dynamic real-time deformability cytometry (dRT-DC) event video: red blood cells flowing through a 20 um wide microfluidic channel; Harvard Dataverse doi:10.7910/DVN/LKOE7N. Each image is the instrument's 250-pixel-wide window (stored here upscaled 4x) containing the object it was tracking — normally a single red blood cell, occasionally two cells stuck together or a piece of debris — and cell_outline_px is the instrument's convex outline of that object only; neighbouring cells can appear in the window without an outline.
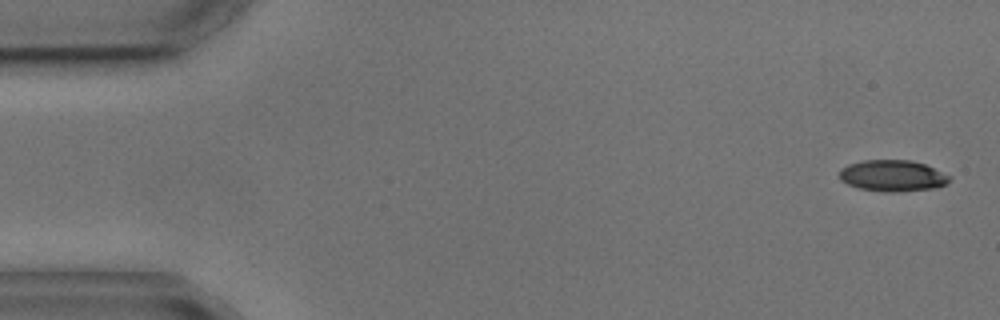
{"species": "common noctule bat (a hibernating species)", "species_latin": "Nyctalus noctula", "temperature_condition": "cold", "stored_images_in_passage": 5, "camera_frame_rate_fps": 3000, "um_per_image_px": 0.085, "animal": {"sex": "male", "body_mass_g": 17.9, "forearm_length_mm": 54.2}, "frame": {"image": 1, "passage_image": 1, "time_ms": 0.0, "image_size_px": [1000, 320], "cell_outline_px": [[952, 180], [948, 184], [936, 188], [896, 192], [884, 192], [860, 188], [848, 184], [840, 180], [840, 168], [848, 164], [864, 160], [912, 160], [924, 164], [952, 176]], "centroid_in_image_um": [75.91, 14.94], "position_along_channel_um": 9.1, "area_um2": 20.29}}
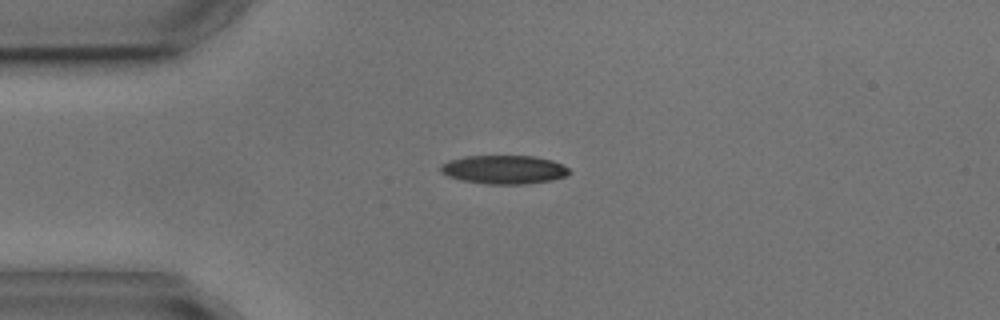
{"frame": {"image": 2, "passage_image": 4, "time_ms": 3.667, "image_size_px": [1000, 320], "cell_outline_px": [[572, 172], [564, 176], [552, 180], [524, 184], [484, 184], [464, 180], [448, 176], [440, 172], [440, 164], [448, 160], [464, 156], [536, 156], [552, 160], [568, 168]], "centroid_in_image_um": [42.81, 14.41], "position_along_channel_um": 42.2, "area_um2": 21.5}}